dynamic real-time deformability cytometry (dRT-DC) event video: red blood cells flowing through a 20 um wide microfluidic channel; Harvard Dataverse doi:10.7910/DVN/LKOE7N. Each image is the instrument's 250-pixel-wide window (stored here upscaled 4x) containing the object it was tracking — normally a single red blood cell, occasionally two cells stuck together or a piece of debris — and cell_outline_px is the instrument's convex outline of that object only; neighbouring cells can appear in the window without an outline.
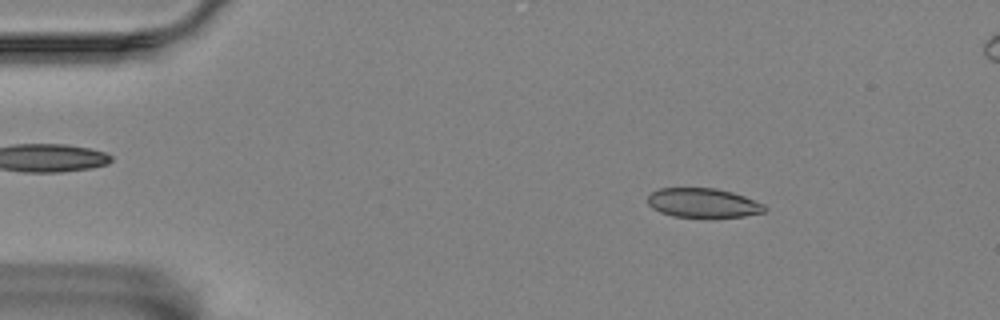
{"species": "Egyptian fruit bat (a non-hibernating species)", "species_latin": "Rousettus aegyptiacus", "temperature_condition": "room temperature", "stored_images_in_passage": 58, "camera_frame_rate_fps": 3000, "um_per_image_px": 0.085, "animal": {"sex": "female"}, "frame": {"image": 1, "passage_image": 8, "time_ms": 2.333, "image_size_px": [1000, 320], "cell_outline_px": [[768, 208], [764, 212], [744, 216], [672, 216], [660, 212], [652, 208], [648, 204], [648, 196], [652, 192], [660, 188], [716, 188], [732, 192], [744, 196], [764, 204]], "centroid_in_image_um": [59.76, 17.23], "position_along_channel_um": 25.2, "area_um2": 19.71}}
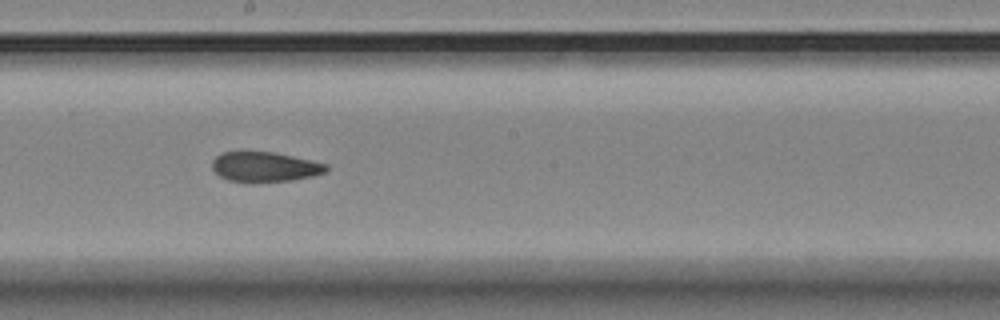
{"frame": {"image": 2, "passage_image": 31, "time_ms": 10.0, "image_size_px": [1000, 320], "cell_outline_px": [[328, 168], [324, 172], [312, 176], [292, 180], [252, 184], [228, 180], [220, 176], [212, 168], [212, 160], [216, 156], [224, 152], [272, 152], [292, 156], [328, 164]], "centroid_in_image_um": [22.48, 14.21], "position_along_channel_um": 225.7, "area_um2": 20.06}}
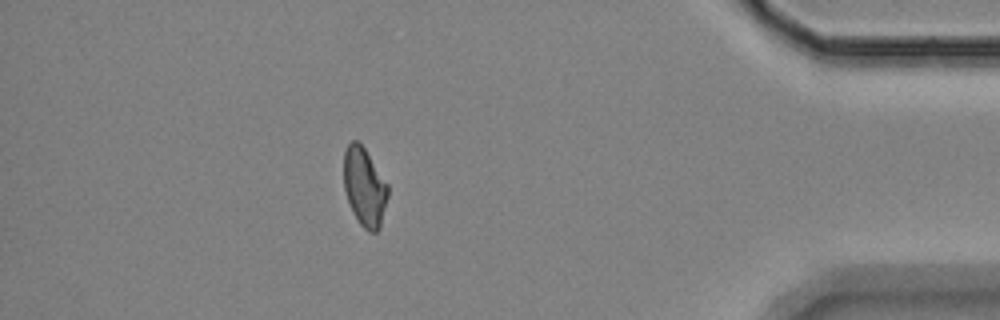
{"frame": {"image": 3, "passage_image": 50, "time_ms": 16.333, "image_size_px": [1000, 320], "cell_outline_px": [[388, 196], [380, 228], [376, 232], [368, 232], [360, 224], [348, 200], [344, 188], [344, 152], [348, 144], [352, 140], [356, 140], [364, 148], [388, 184]], "centroid_in_image_um": [30.99, 15.9], "position_along_channel_um": 404.2, "area_um2": 19.94}}